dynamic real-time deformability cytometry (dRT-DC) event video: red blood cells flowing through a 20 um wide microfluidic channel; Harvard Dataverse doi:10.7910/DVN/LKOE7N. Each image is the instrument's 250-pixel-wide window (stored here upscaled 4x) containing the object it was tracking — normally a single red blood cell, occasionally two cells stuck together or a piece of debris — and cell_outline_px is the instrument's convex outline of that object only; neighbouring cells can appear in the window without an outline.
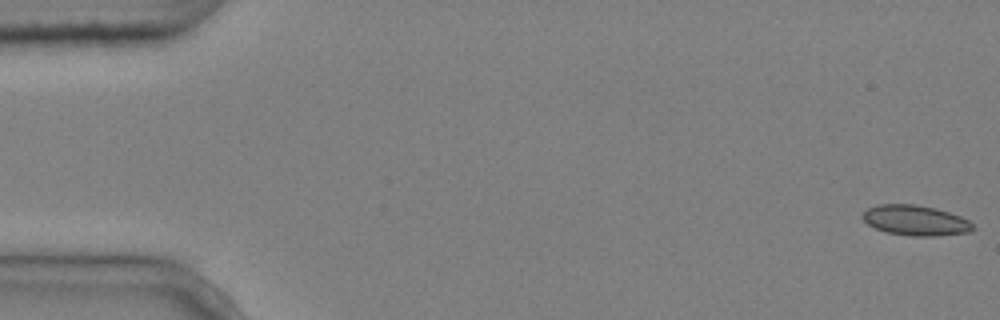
{"species": "common noctule bat (a hibernating species)", "species_latin": "Nyctalus noctula", "temperature_condition": "cold", "stored_images_in_passage": 5, "camera_frame_rate_fps": 3000, "um_per_image_px": 0.085, "animal": {"sex": "male", "body_mass_g": 20.4}, "frame": {"image": 1, "passage_image": 1, "time_ms": 0.0, "image_size_px": [1000, 320], "cell_outline_px": [[976, 228], [968, 232], [932, 236], [912, 236], [888, 232], [876, 228], [868, 224], [860, 216], [868, 208], [880, 204], [916, 204], [936, 208], [960, 216], [968, 220]], "centroid_in_image_um": [77.81, 18.72], "position_along_channel_um": 7.2, "area_um2": 19.31}}
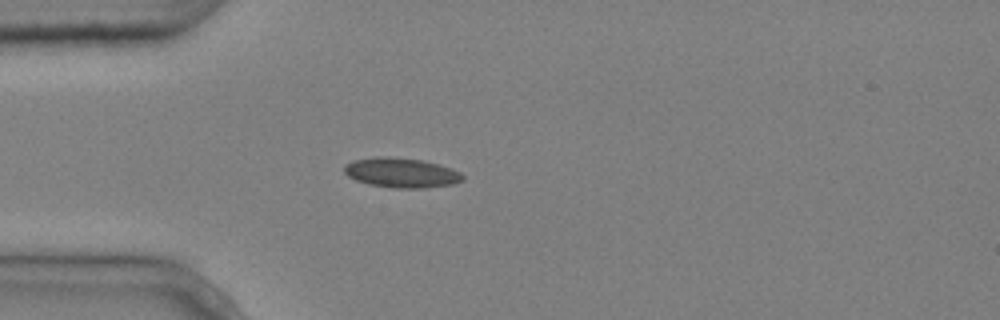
{"frame": {"image": 2, "passage_image": 5, "time_ms": 1.333, "image_size_px": [1000, 320], "cell_outline_px": [[464, 180], [452, 184], [424, 188], [392, 188], [368, 184], [356, 180], [348, 176], [344, 172], [344, 164], [352, 160], [376, 156], [388, 156], [420, 160], [440, 164], [452, 168], [460, 172], [464, 176]], "centroid_in_image_um": [34.1, 14.68], "position_along_channel_um": 50.9, "area_um2": 20.75}}